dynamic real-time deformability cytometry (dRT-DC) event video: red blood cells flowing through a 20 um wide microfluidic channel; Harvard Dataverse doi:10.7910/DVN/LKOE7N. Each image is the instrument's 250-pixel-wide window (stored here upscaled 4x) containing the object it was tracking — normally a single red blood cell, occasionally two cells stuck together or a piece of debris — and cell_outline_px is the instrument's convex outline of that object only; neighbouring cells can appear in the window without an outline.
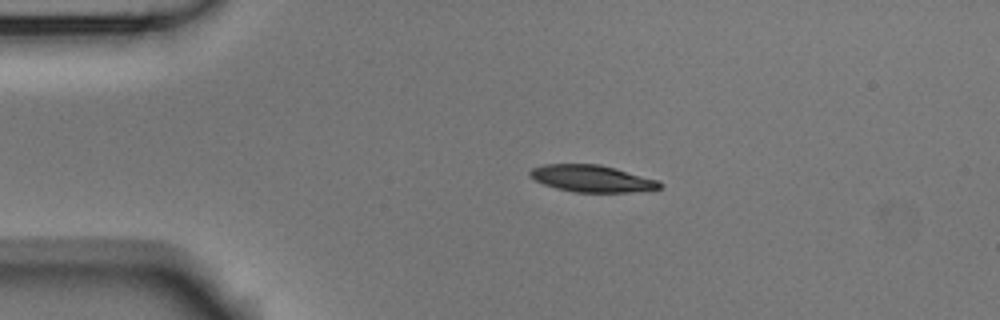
{"species": "Egyptian fruit bat (a non-hibernating species)", "species_latin": "Rousettus aegyptiacus", "temperature_condition": "room temperature", "stored_images_in_passage": 3, "camera_frame_rate_fps": 3000, "um_per_image_px": 0.085, "animal": {"sex": "male"}, "frame": {"image": 1, "passage_image": 2, "time_ms": 0.333, "image_size_px": [1000, 320], "cell_outline_px": [[664, 184], [660, 188], [652, 192], [576, 192], [556, 188], [544, 184], [528, 176], [528, 172], [532, 168], [544, 164], [600, 164], [616, 168], [656, 180]], "centroid_in_image_um": [50.35, 15.18], "position_along_channel_um": 34.7, "area_um2": 20.52}}
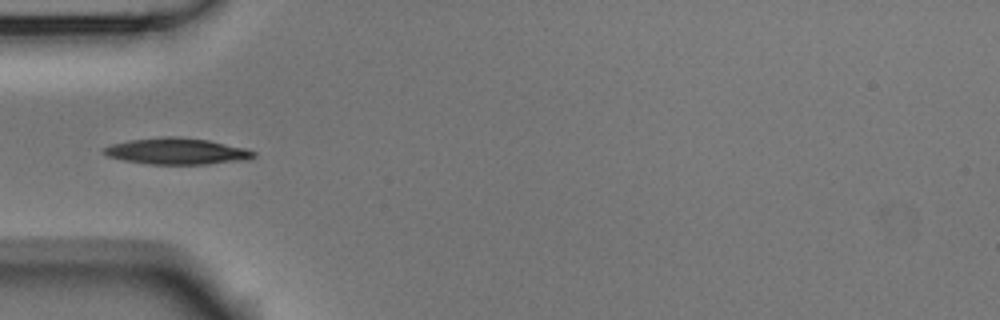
{"frame": {"image": 2, "passage_image": 3, "time_ms": 0.667, "image_size_px": [1000, 320], "cell_outline_px": [[256, 156], [248, 160], [208, 164], [148, 164], [124, 160], [108, 156], [100, 152], [100, 148], [112, 144], [128, 140], [168, 136], [176, 136], [208, 140], [244, 148], [256, 152]], "centroid_in_image_um": [15.0, 12.86], "position_along_channel_um": 70.0, "area_um2": 23.12}}